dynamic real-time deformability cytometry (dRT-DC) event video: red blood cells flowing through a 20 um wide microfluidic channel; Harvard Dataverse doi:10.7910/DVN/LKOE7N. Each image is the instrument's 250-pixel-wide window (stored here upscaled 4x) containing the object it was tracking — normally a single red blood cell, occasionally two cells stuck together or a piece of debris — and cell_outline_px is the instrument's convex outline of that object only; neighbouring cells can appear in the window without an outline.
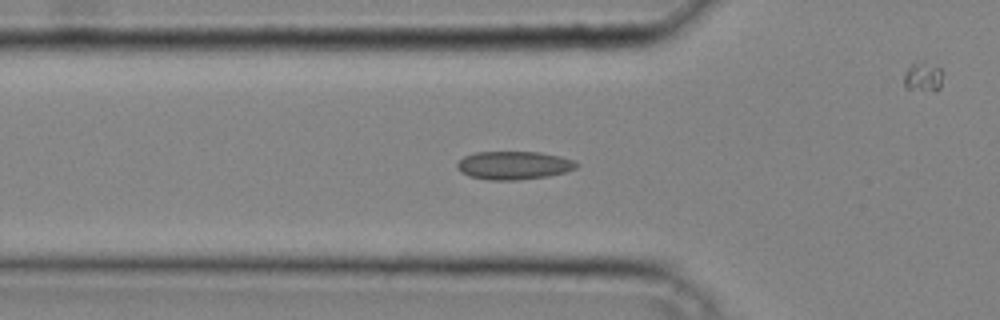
{"species": "common noctule bat (a hibernating species)", "species_latin": "Nyctalus noctula", "temperature_condition": "cold", "stored_images_in_passage": 25, "camera_frame_rate_fps": 3000, "um_per_image_px": 0.085, "animal": {"sex": "male", "body_mass_g": 20.4}, "frame": {"image": 1, "passage_image": 3, "time_ms": 0.667, "image_size_px": [1000, 320], "cell_outline_px": [[580, 164], [576, 168], [564, 172], [548, 176], [516, 180], [488, 180], [468, 176], [460, 172], [456, 168], [456, 164], [464, 156], [476, 152], [540, 152], [560, 156], [576, 160]], "centroid_in_image_um": [43.67, 14.05], "position_along_channel_um": 82.1, "area_um2": 19.83}}
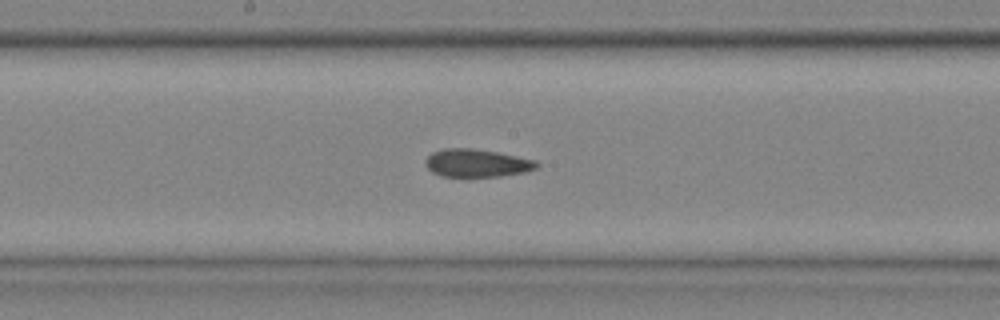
{"frame": {"image": 2, "passage_image": 11, "time_ms": 3.333, "image_size_px": [1000, 320], "cell_outline_px": [[540, 164], [536, 168], [528, 172], [500, 176], [440, 176], [432, 172], [424, 164], [424, 160], [432, 152], [444, 148], [472, 148], [496, 152], [536, 160]], "centroid_in_image_um": [40.52, 13.86], "position_along_channel_um": 207.7, "area_um2": 18.15}}
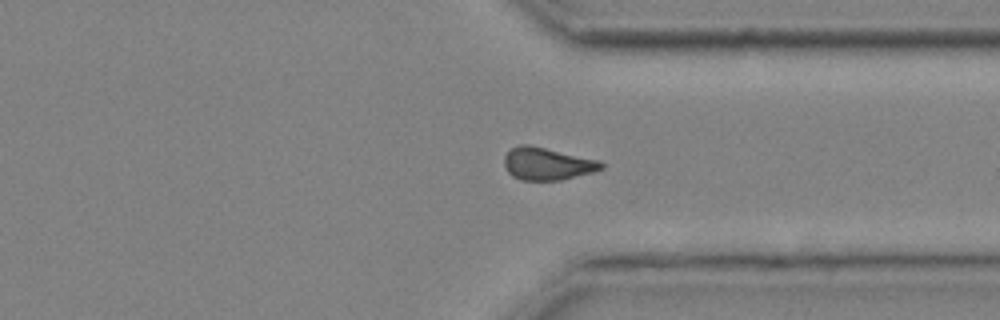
{"frame": {"image": 3, "passage_image": 21, "time_ms": 6.667, "image_size_px": [1000, 320], "cell_outline_px": [[604, 168], [592, 172], [560, 180], [520, 180], [512, 176], [508, 172], [504, 164], [504, 156], [512, 148], [520, 144], [528, 144], [600, 160], [604, 164]], "centroid_in_image_um": [46.51, 13.92], "position_along_channel_um": 364.9, "area_um2": 18.32}}